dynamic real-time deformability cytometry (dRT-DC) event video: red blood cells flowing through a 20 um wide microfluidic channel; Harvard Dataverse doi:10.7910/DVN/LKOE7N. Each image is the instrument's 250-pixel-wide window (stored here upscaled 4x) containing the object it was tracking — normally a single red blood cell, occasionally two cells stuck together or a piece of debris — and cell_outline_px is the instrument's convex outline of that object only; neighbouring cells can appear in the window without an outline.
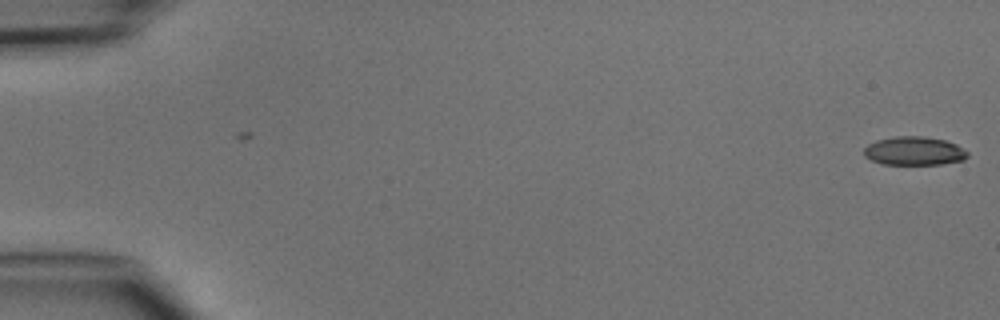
{"species": "common noctule bat (a hibernating species)", "species_latin": "Nyctalus noctula", "temperature_condition": "cold", "stored_images_in_passage": 6, "camera_frame_rate_fps": 3000, "um_per_image_px": 0.085, "animal": {"sex": "male", "body_mass_g": 15.6}, "frame": {"image": 1, "passage_image": 1, "time_ms": 0.0, "image_size_px": [1000, 320], "cell_outline_px": [[968, 156], [964, 160], [940, 164], [884, 164], [872, 160], [864, 156], [864, 148], [868, 144], [876, 140], [896, 136], [924, 136], [944, 140], [956, 144], [968, 152]], "centroid_in_image_um": [77.7, 12.82], "position_along_channel_um": 7.3, "area_um2": 17.22}}
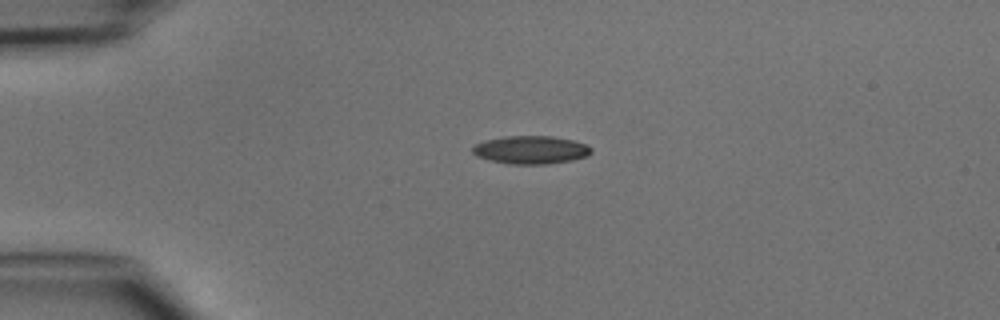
{"frame": {"image": 2, "passage_image": 4, "time_ms": 3.667, "image_size_px": [1000, 320], "cell_outline_px": [[592, 152], [588, 156], [572, 160], [548, 164], [512, 164], [488, 160], [476, 156], [472, 152], [472, 148], [476, 144], [484, 140], [504, 136], [552, 136], [572, 140], [588, 144], [592, 148]], "centroid_in_image_um": [45.14, 12.74], "position_along_channel_um": 39.9, "area_um2": 19.59}}